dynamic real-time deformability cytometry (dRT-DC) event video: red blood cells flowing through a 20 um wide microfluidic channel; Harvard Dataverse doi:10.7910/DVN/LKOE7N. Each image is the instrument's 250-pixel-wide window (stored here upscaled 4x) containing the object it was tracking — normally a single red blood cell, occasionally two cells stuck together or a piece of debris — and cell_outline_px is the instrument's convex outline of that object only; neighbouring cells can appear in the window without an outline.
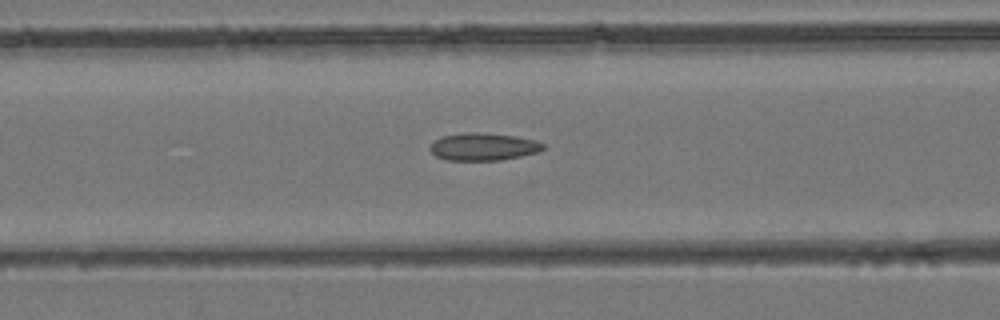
{"species": "common noctule bat (a hibernating species)", "species_latin": "Nyctalus noctula", "temperature_condition": "room temperature", "stored_images_in_passage": 40, "camera_frame_rate_fps": 3000, "um_per_image_px": 0.085, "animal": {"sex": "female", "body_mass_g": 24.6, "forearm_length_mm": 56.2}, "frame": {"image": 1, "passage_image": 9, "time_ms": 2.667, "image_size_px": [1000, 320], "cell_outline_px": [[544, 148], [540, 152], [500, 160], [448, 160], [436, 156], [428, 148], [436, 140], [444, 136], [468, 132], [476, 132], [516, 136], [536, 140], [544, 144]], "centroid_in_image_um": [41.12, 12.47], "position_along_channel_um": 125.5, "area_um2": 17.98}}
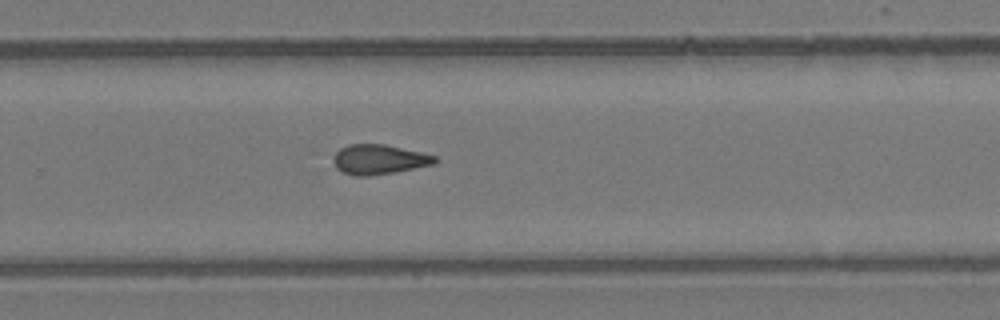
{"frame": {"image": 2, "passage_image": 22, "time_ms": 7.0, "image_size_px": [1000, 320], "cell_outline_px": [[440, 160], [436, 164], [396, 172], [368, 176], [352, 176], [340, 172], [336, 168], [336, 152], [340, 148], [348, 144], [384, 144], [420, 152], [436, 156]], "centroid_in_image_um": [32.26, 13.57], "position_along_channel_um": 297.5, "area_um2": 17.69}}
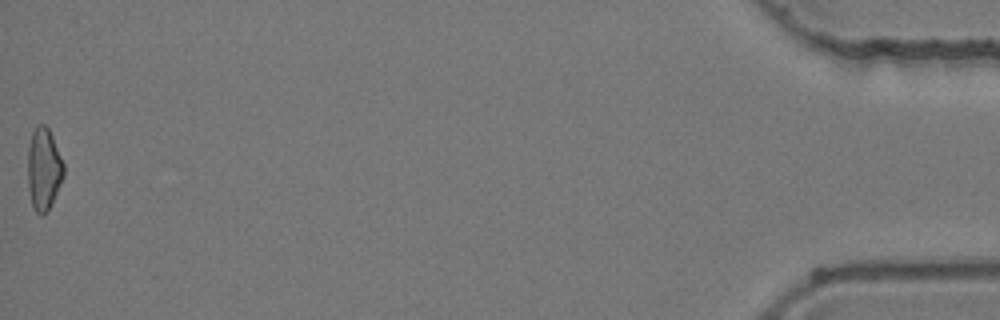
{"frame": {"image": 3, "passage_image": 40, "time_ms": 13.0, "image_size_px": [1000, 320], "cell_outline_px": [[64, 176], [48, 212], [44, 216], [40, 216], [36, 212], [32, 204], [28, 188], [28, 148], [32, 132], [36, 124], [44, 124], [48, 128], [52, 136], [64, 164]], "centroid_in_image_um": [3.72, 14.39], "position_along_channel_um": 431.5, "area_um2": 17.34}, "authors_computed_cell_mechanics": {"area_um2": 17.34, "velocity_mm_per_s": 3.9778, "shape_relaxation_time_tau1_ms": null, "shape_relaxation_time_tau2_ms": 2.3563, "deformation_change_tau1": null, "deformation_change_tau2": 0.1054}}